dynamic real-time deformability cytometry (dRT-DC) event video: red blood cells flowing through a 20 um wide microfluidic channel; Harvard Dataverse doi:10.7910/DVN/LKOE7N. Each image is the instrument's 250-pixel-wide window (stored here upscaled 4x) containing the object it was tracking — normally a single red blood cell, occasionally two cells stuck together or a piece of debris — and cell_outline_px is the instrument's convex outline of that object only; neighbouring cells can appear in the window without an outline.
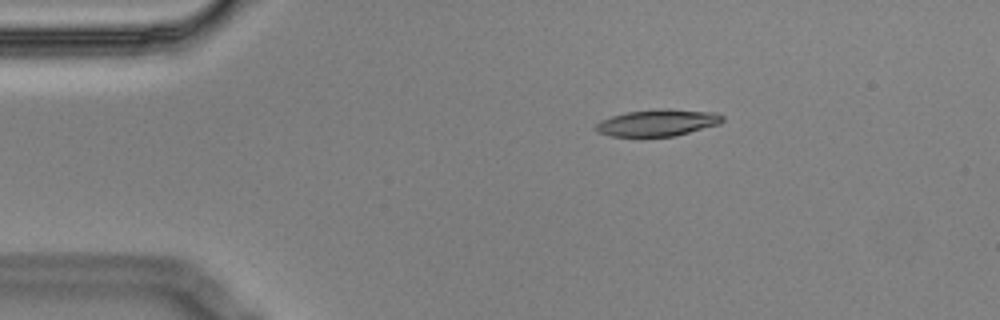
{"species": "Egyptian fruit bat (a non-hibernating species)", "species_latin": "Rousettus aegyptiacus", "temperature_condition": "cold", "stored_images_in_passage": 9, "camera_frame_rate_fps": 3000, "um_per_image_px": 0.085, "animal": {"sex": "male"}, "frame": {"image": 1, "passage_image": 1, "time_ms": 0.0, "image_size_px": [1000, 320], "cell_outline_px": [[724, 120], [720, 124], [676, 136], [640, 140], [612, 136], [600, 132], [596, 128], [596, 124], [600, 120], [612, 116], [628, 112], [664, 108], [668, 108], [712, 112], [724, 116]], "centroid_in_image_um": [55.89, 10.48], "position_along_channel_um": 29.1, "area_um2": 20.52}}
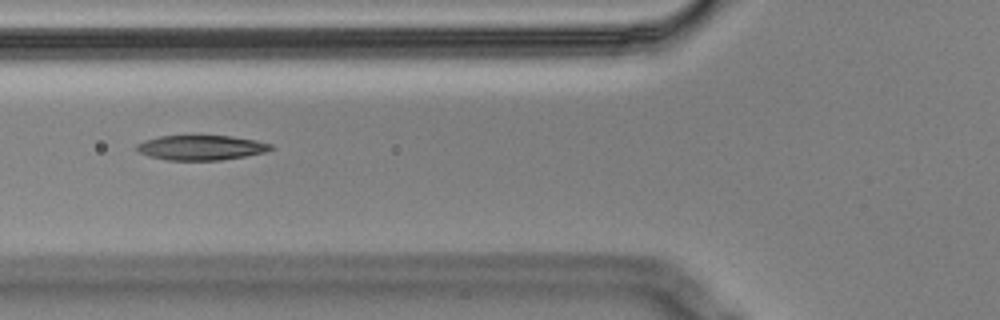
{"frame": {"image": 2, "passage_image": 4, "time_ms": 1.0, "image_size_px": [1000, 320], "cell_outline_px": [[272, 148], [264, 152], [244, 156], [220, 160], [168, 160], [148, 156], [140, 152], [136, 148], [136, 144], [144, 140], [160, 136], [232, 136], [256, 140], [272, 144]], "centroid_in_image_um": [17.07, 12.54], "position_along_channel_um": 108.7, "area_um2": 19.25}}
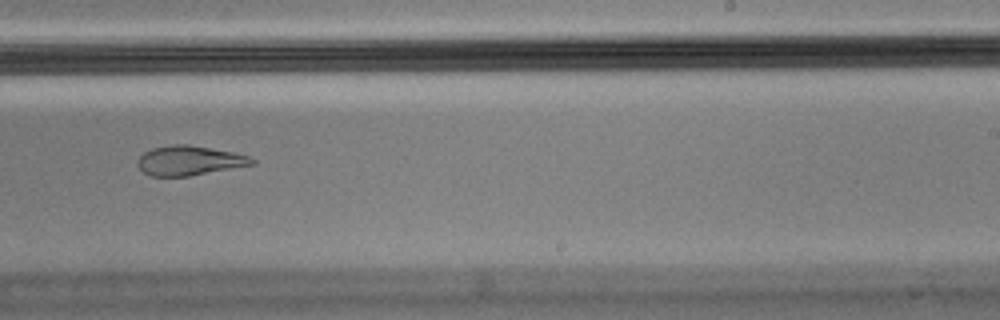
{"frame": {"image": 3, "passage_image": 8, "time_ms": 2.333, "image_size_px": [1000, 320], "cell_outline_px": [[256, 164], [188, 176], [152, 176], [144, 172], [136, 164], [136, 160], [144, 152], [152, 148], [172, 144], [188, 144], [232, 152], [248, 156], [256, 160]], "centroid_in_image_um": [16.07, 13.64], "position_along_channel_um": 272.9, "area_um2": 19.65}}